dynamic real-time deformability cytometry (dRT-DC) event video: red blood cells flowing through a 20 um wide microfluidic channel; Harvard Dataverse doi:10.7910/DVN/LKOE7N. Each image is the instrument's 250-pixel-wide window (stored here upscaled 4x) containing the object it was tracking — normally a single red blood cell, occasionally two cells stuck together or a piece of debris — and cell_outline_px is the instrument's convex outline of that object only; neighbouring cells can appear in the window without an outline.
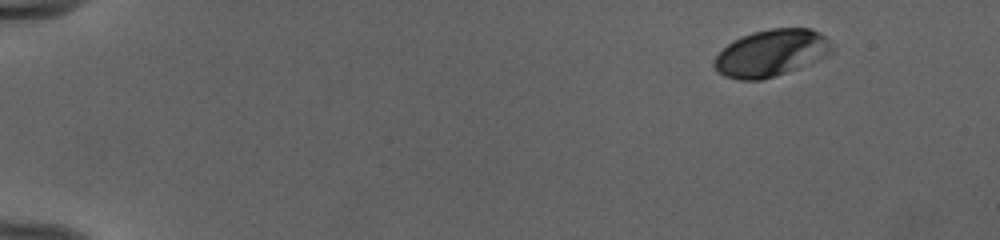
{"species": "human", "species_latin": "Homo sapiens", "temperature_condition": "cold", "stored_images_in_passage": 48, "camera_frame_rate_fps": 3000, "um_per_image_px": 0.085, "donor": {"sex": "female"}, "frame": {"image": 1, "passage_image": 1, "time_ms": 0.0, "image_size_px": [1000, 240], "cell_outline_px": [[832, 52], [828, 56], [820, 60], [800, 68], [760, 80], [740, 80], [724, 76], [712, 64], [716, 56], [732, 40], [740, 36], [752, 32], [772, 28], [812, 28], [820, 32], [832, 44]], "centroid_in_image_um": [65.58, 4.5], "position_along_channel_um": 19.4, "area_um2": 32.31}}
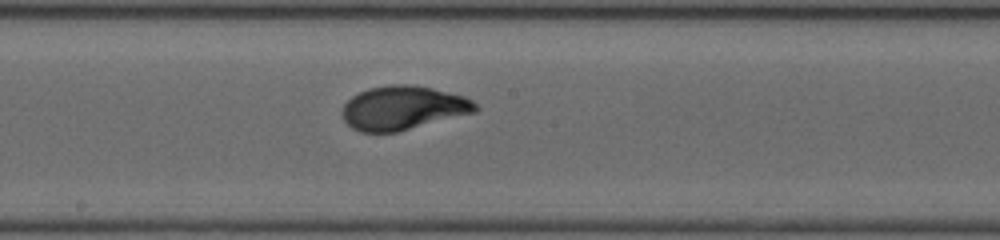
{"frame": {"image": 2, "passage_image": 26, "time_ms": 8.333, "image_size_px": [1000, 240], "cell_outline_px": [[480, 108], [476, 112], [396, 132], [360, 132], [352, 128], [344, 120], [340, 112], [344, 104], [352, 96], [368, 88], [388, 84], [408, 84], [432, 88], [464, 96], [472, 100]], "centroid_in_image_um": [34.24, 9.17], "position_along_channel_um": 214.0, "area_um2": 34.1}}
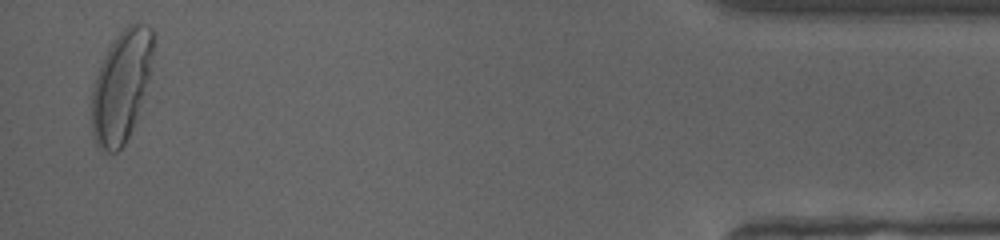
{"frame": {"image": 3, "passage_image": 47, "time_ms": 15.333, "image_size_px": [1000, 240], "cell_outline_px": [[152, 72], [132, 128], [124, 144], [116, 152], [104, 152], [96, 144], [92, 136], [92, 88], [96, 76], [104, 56], [108, 48], [116, 36], [128, 24], [144, 24], [152, 28]], "centroid_in_image_um": [10.3, 7.33], "position_along_channel_um": 424.9, "area_um2": 39.65}, "authors_computed_cell_mechanics": {"area_um2": 32.6859, "velocity_mm_per_s": 3.9807, "shape_relaxation_time_tau1_ms": 4.1035, "shape_relaxation_time_tau2_ms": null, "deformation_change_tau1": 0.1902, "deformation_change_tau2": null}}